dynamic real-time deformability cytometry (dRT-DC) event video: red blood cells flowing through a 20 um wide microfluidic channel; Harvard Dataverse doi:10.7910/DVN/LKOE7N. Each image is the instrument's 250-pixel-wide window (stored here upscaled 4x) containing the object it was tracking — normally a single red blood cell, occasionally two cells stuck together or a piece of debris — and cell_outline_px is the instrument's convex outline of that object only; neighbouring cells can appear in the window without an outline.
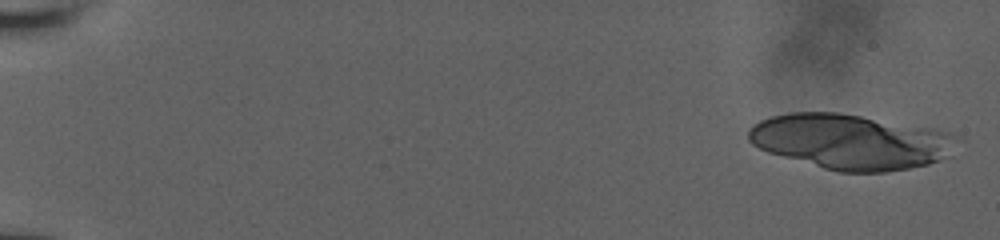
{"species": "human", "species_latin": "Homo sapiens", "temperature_condition": "room temperature", "stored_images_in_passage": 19, "camera_frame_rate_fps": 3000, "um_per_image_px": 0.085, "donor": {"sex": "male"}, "frame": {"image": 1, "passage_image": 1, "time_ms": 0.0, "image_size_px": [1000, 240], "cell_outline_px": [[952, 156], [928, 164], [908, 168], [884, 172], [840, 172], [824, 168], [768, 152], [752, 144], [748, 140], [748, 128], [752, 124], [760, 120], [772, 116], [792, 112], [840, 112], [932, 128], [948, 132]], "centroid_in_image_um": [72.22, 12.03], "position_along_channel_um": 12.8, "area_um2": 66.3}}
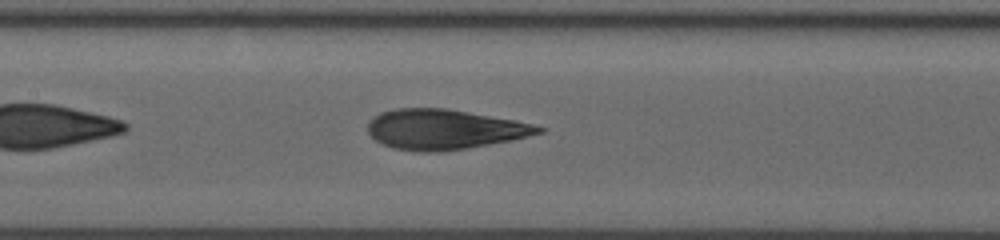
{"frame": {"image": 2, "passage_image": 17, "time_ms": 9.333, "image_size_px": [1000, 240], "cell_outline_px": [[544, 132], [512, 140], [468, 148], [440, 152], [420, 152], [392, 148], [376, 140], [368, 132], [368, 124], [380, 112], [396, 108], [448, 108], [516, 120], [532, 124], [544, 128]], "centroid_in_image_um": [37.78, 11.0], "position_along_channel_um": 169.6, "area_um2": 39.82}}
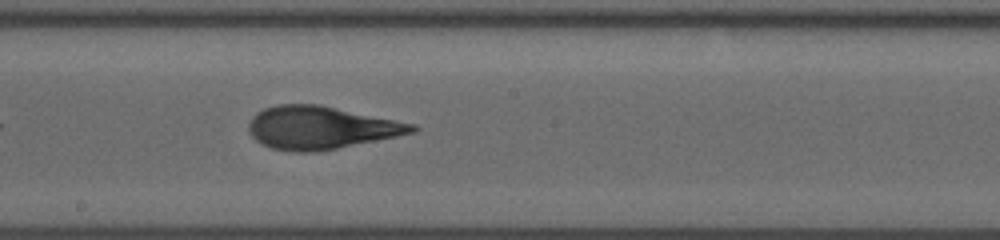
{"frame": {"image": 3, "passage_image": 19, "time_ms": 10.667, "image_size_px": [1000, 240], "cell_outline_px": [[420, 128], [416, 132], [316, 152], [296, 152], [272, 148], [260, 144], [248, 132], [248, 124], [252, 116], [256, 112], [264, 108], [276, 104], [320, 104], [416, 124]], "centroid_in_image_um": [27.24, 10.84], "position_along_channel_um": 221.0, "area_um2": 40.86}}